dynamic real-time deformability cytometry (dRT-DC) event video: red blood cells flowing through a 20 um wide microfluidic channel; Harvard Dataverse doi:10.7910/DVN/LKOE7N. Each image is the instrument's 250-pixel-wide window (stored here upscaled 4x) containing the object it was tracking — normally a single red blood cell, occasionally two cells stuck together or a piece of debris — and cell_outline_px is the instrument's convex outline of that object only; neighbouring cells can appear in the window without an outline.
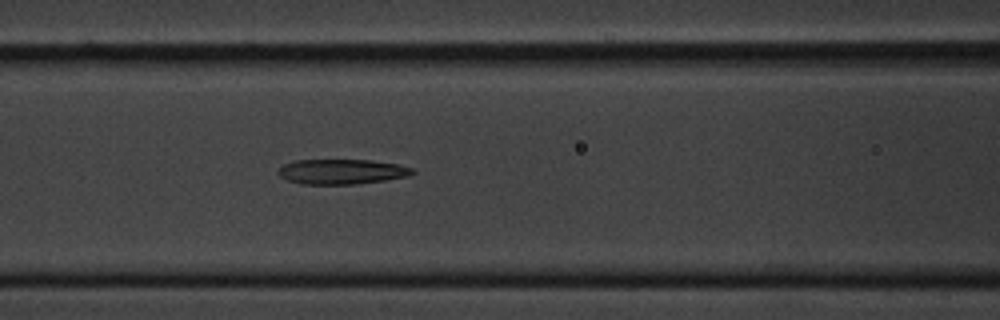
{"species": "common noctule bat (a hibernating species)", "species_latin": "Nyctalus noctula", "temperature_condition": "cold", "stored_images_in_passage": 6, "camera_frame_rate_fps": 3000, "um_per_image_px": 0.085, "animal": {"sex": "male", "body_mass_g": 20.1, "forearm_length_mm": 53.5}, "frame": {"image": 1, "passage_image": 6, "time_ms": 1.667, "image_size_px": [1000, 320], "cell_outline_px": [[416, 172], [408, 176], [384, 180], [356, 184], [300, 184], [288, 180], [280, 176], [276, 172], [284, 164], [296, 160], [372, 160], [396, 164], [412, 168]], "centroid_in_image_um": [29.03, 14.59], "position_along_channel_um": 137.6, "area_um2": 19.48}}